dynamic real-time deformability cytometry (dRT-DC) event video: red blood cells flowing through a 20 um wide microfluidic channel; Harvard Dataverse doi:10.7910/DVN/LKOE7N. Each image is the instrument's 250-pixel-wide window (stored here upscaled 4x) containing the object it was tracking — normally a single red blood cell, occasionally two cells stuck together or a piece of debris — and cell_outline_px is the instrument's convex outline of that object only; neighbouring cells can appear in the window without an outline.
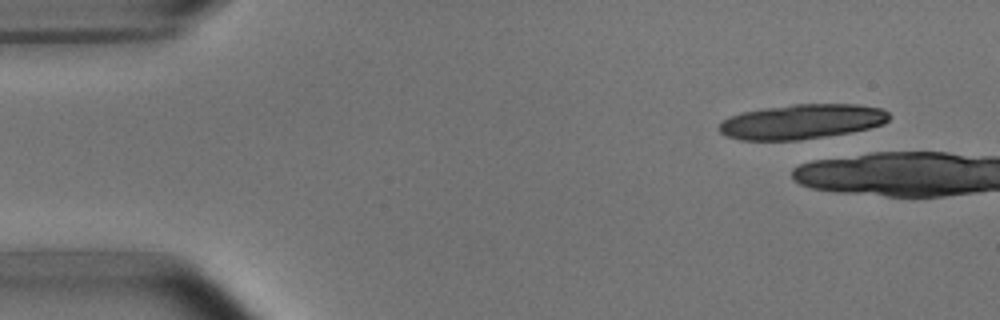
{"species": "common noctule bat (a hibernating species)", "species_latin": "Nyctalus noctula", "temperature_condition": "room temperature", "stored_images_in_passage": 5, "segment_of_instrument_passage": [2, 2], "camera_frame_rate_fps": 3000, "um_per_image_px": 0.085, "animal": {"sex": "male", "body_mass_g": 15.6}, "frame": {"image": 1, "passage_image": 5, "time_ms": 5.0, "image_size_px": [1000, 320], "cell_outline_px": [[892, 116], [884, 124], [868, 128], [848, 132], [800, 140], [740, 140], [724, 136], [716, 128], [728, 116], [740, 112], [764, 108], [792, 104], [856, 104], [880, 108], [888, 112]], "centroid_in_image_um": [68.11, 10.33], "position_along_channel_um": 16.9, "area_um2": 34.62}}